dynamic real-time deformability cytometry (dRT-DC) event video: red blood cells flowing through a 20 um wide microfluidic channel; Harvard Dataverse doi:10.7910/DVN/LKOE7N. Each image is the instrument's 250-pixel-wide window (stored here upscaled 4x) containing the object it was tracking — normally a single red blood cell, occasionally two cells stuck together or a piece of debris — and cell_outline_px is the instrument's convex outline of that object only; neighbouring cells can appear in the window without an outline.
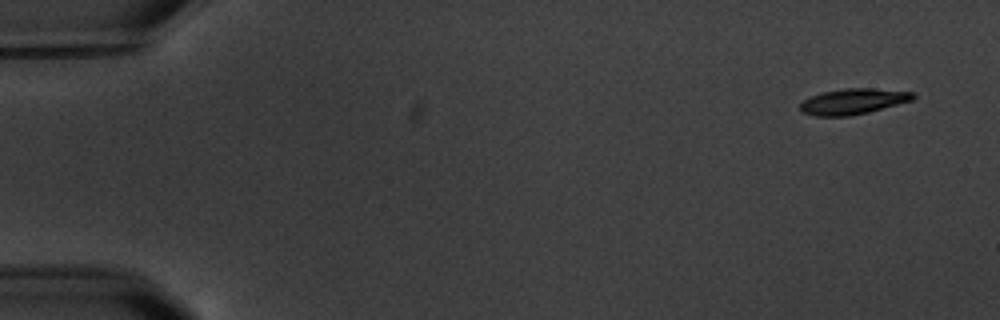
{"species": "common noctule bat (a hibernating species)", "species_latin": "Nyctalus noctula", "temperature_condition": "warm", "stored_images_in_passage": 6, "camera_frame_rate_fps": 3000, "um_per_image_px": 0.085, "animal": {"sex": "male", "body_mass_g": 20.1, "forearm_length_mm": 53.5}, "frame": {"image": 1, "passage_image": 1, "time_ms": 0.0, "image_size_px": [1000, 320], "cell_outline_px": [[916, 96], [912, 100], [868, 112], [848, 116], [816, 116], [804, 112], [800, 108], [800, 104], [804, 100], [812, 96], [824, 92], [848, 88], [872, 88], [916, 92]], "centroid_in_image_um": [72.56, 8.61], "position_along_channel_um": 12.4, "area_um2": 16.65}}
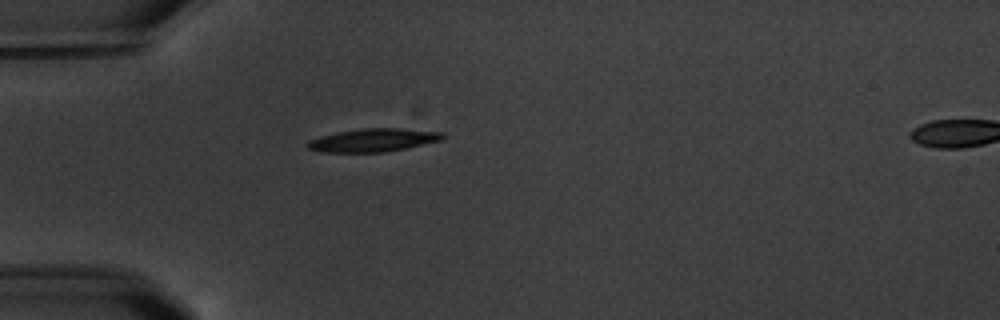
{"frame": {"image": 2, "passage_image": 5, "time_ms": 4.667, "image_size_px": [1000, 320], "cell_outline_px": [[444, 140], [384, 152], [320, 152], [308, 148], [304, 144], [308, 140], [320, 136], [360, 128], [400, 128], [444, 132]], "centroid_in_image_um": [31.72, 11.91], "position_along_channel_um": 53.3, "area_um2": 18.26}}